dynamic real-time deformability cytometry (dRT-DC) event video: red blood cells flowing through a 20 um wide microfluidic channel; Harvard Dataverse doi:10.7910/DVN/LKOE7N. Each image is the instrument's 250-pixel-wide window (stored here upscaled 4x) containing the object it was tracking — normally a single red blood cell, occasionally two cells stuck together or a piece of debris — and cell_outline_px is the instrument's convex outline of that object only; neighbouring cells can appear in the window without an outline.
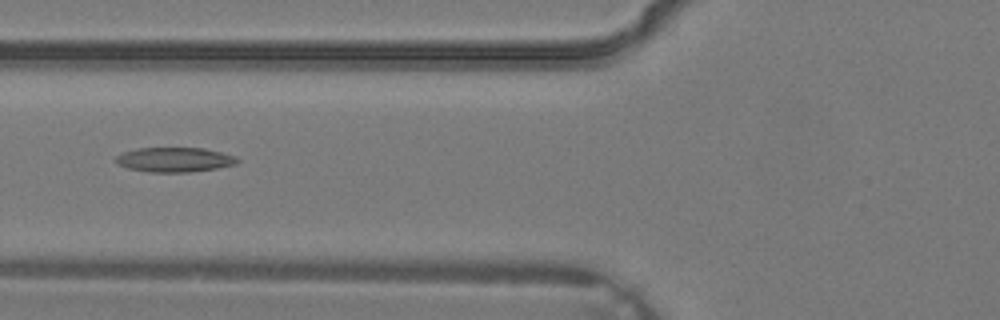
{"species": "common noctule bat (a hibernating species)", "species_latin": "Nyctalus noctula", "temperature_condition": "warm", "stored_images_in_passage": 4, "camera_frame_rate_fps": 3000, "um_per_image_px": 0.085, "animal": {"sex": "male", "body_mass_g": 19.2, "forearm_length_mm": 51.8}, "frame": {"image": 1, "passage_image": 4, "time_ms": 1.0, "image_size_px": [1000, 320], "cell_outline_px": [[240, 160], [236, 164], [216, 168], [188, 172], [148, 172], [128, 168], [116, 164], [112, 160], [116, 156], [124, 152], [136, 148], [204, 148], [236, 156]], "centroid_in_image_um": [14.79, 13.57], "position_along_channel_um": 111.0, "area_um2": 17.51}}